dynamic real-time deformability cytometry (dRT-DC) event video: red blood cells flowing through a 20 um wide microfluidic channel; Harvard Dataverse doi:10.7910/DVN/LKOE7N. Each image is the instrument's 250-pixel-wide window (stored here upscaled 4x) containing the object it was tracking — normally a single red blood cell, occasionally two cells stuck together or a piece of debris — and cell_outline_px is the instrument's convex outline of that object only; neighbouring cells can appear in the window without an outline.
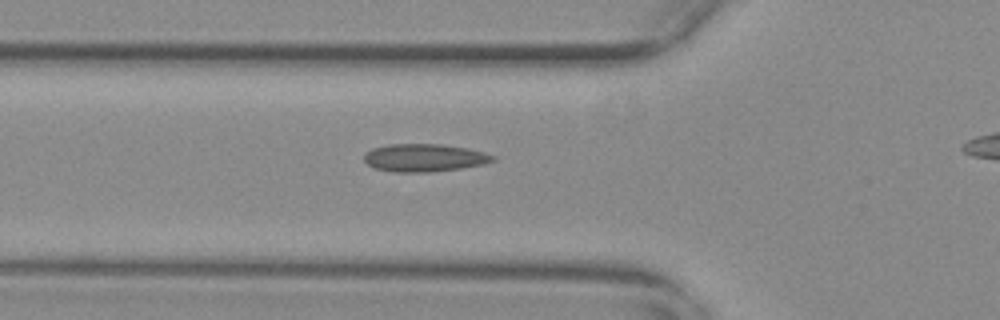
{"species": "common noctule bat (a hibernating species)", "species_latin": "Nyctalus noctula", "temperature_condition": "warm", "stored_images_in_passage": 31, "camera_frame_rate_fps": 3000, "um_per_image_px": 0.085, "animal": {"sex": "female", "body_mass_g": 29.2, "forearm_length_mm": 56.3}, "frame": {"image": 1, "passage_image": 2, "time_ms": 0.333, "image_size_px": [1000, 320], "cell_outline_px": [[496, 160], [484, 164], [460, 168], [428, 172], [392, 172], [376, 168], [368, 164], [364, 160], [364, 152], [372, 148], [388, 144], [440, 144], [468, 148], [484, 152], [496, 156]], "centroid_in_image_um": [36.07, 13.4], "position_along_channel_um": 89.7, "area_um2": 20.92}}
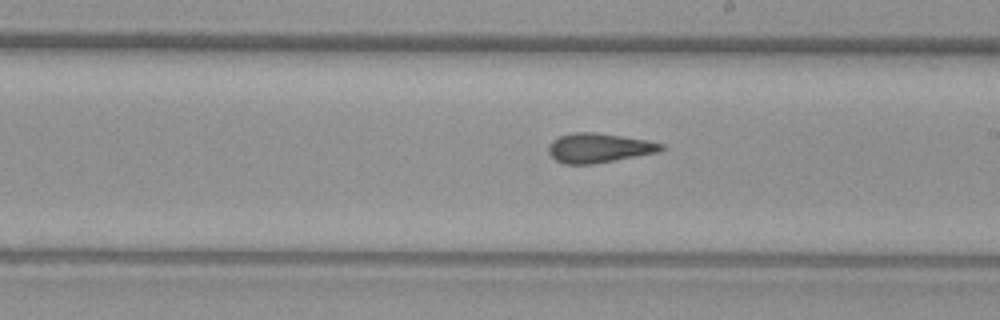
{"frame": {"image": 2, "passage_image": 14, "time_ms": 4.333, "image_size_px": [1000, 320], "cell_outline_px": [[668, 148], [660, 152], [592, 164], [564, 164], [556, 160], [548, 152], [548, 144], [552, 140], [560, 136], [572, 132], [592, 132], [648, 140], [664, 144]], "centroid_in_image_um": [50.93, 12.57], "position_along_channel_um": 238.1, "area_um2": 19.42}}
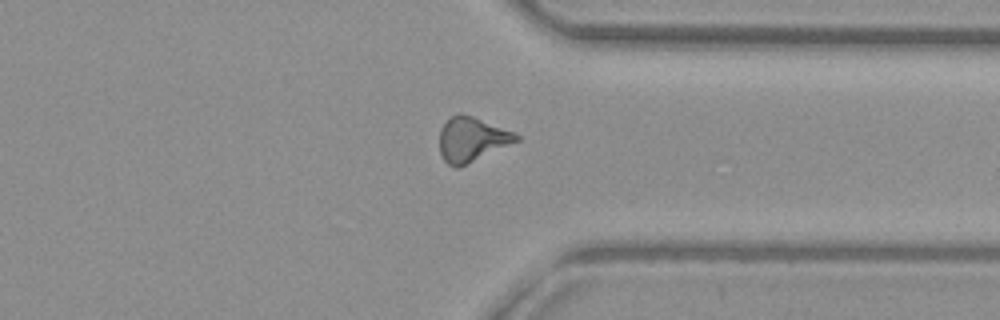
{"frame": {"image": 3, "passage_image": 25, "time_ms": 8.0, "image_size_px": [1000, 320], "cell_outline_px": [[520, 140], [460, 168], [456, 168], [448, 164], [444, 160], [440, 152], [440, 128], [452, 116], [460, 112], [472, 116], [512, 132], [520, 136]], "centroid_in_image_um": [40.09, 11.87], "position_along_channel_um": 371.3, "area_um2": 19.77}}